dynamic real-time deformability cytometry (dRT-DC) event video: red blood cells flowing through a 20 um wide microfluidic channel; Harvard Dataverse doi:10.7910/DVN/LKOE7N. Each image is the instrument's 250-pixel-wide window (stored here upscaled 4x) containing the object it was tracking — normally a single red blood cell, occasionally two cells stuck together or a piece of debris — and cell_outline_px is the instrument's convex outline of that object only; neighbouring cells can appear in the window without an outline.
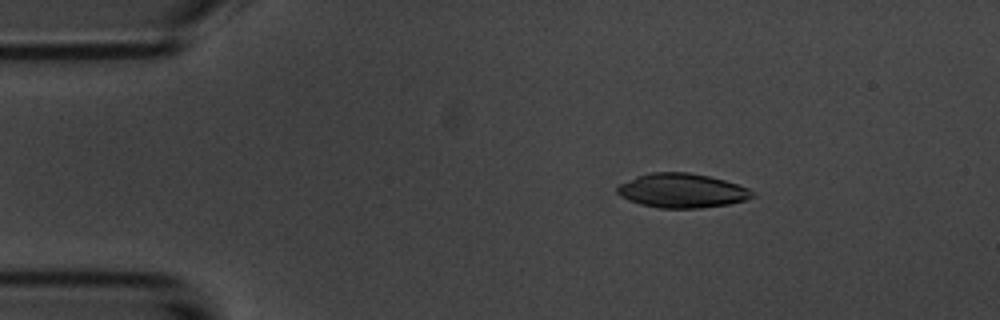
{"species": "common noctule bat (a hibernating species)", "species_latin": "Nyctalus noctula", "temperature_condition": "room temperature", "stored_images_in_passage": 54, "camera_frame_rate_fps": 3000, "um_per_image_px": 0.085, "animal": {"sex": "male", "body_mass_g": 20.1, "forearm_length_mm": 53.5}, "frame": {"image": 1, "passage_image": 9, "time_ms": 2.667, "image_size_px": [1000, 320], "cell_outline_px": [[756, 196], [744, 200], [728, 204], [700, 208], [660, 208], [640, 204], [628, 200], [620, 196], [616, 192], [616, 188], [620, 184], [636, 176], [652, 172], [688, 172], [708, 176], [724, 180], [748, 188], [756, 192]], "centroid_in_image_um": [57.96, 16.2], "position_along_channel_um": 27.0, "area_um2": 26.99}}
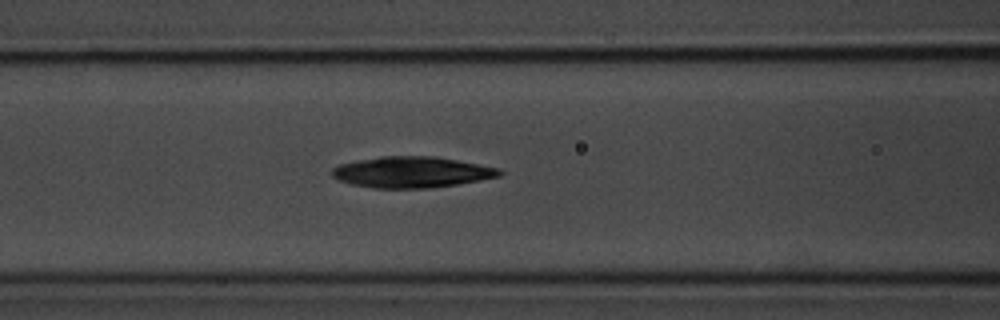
{"frame": {"image": 2, "passage_image": 22, "time_ms": 7.0, "image_size_px": [1000, 320], "cell_outline_px": [[504, 172], [500, 176], [480, 180], [456, 184], [428, 188], [372, 188], [352, 184], [340, 180], [332, 176], [332, 168], [340, 164], [356, 160], [384, 156], [436, 156], [500, 168]], "centroid_in_image_um": [35.01, 14.63], "position_along_channel_um": 131.6, "area_um2": 30.23}}
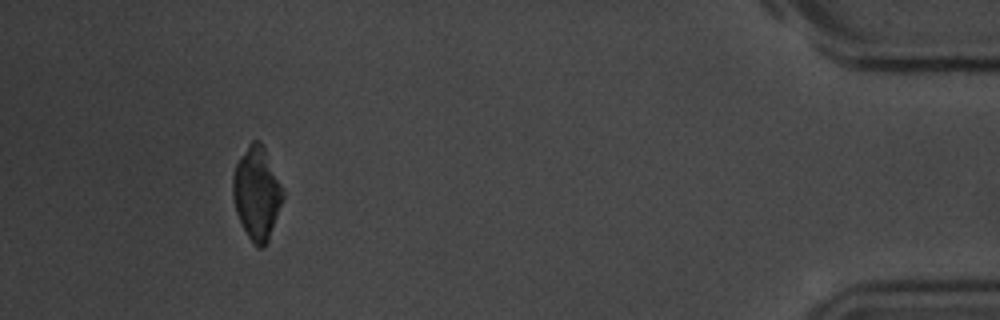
{"frame": {"image": 3, "passage_image": 50, "time_ms": 16.333, "image_size_px": [1000, 320], "cell_outline_px": [[284, 196], [268, 240], [264, 248], [256, 248], [248, 236], [236, 212], [232, 196], [232, 176], [236, 164], [248, 144], [252, 140], [260, 140], [284, 188]], "centroid_in_image_um": [21.82, 16.41], "position_along_channel_um": 413.4, "area_um2": 26.99}, "authors_computed_cell_mechanics": {"area_um2": 28.8133, "velocity_mm_per_s": 3.7069, "shape_relaxation_time_tau1_ms": 3.7035, "shape_relaxation_time_tau2_ms": null, "deformation_change_tau1": 0.137, "deformation_change_tau2": null}}